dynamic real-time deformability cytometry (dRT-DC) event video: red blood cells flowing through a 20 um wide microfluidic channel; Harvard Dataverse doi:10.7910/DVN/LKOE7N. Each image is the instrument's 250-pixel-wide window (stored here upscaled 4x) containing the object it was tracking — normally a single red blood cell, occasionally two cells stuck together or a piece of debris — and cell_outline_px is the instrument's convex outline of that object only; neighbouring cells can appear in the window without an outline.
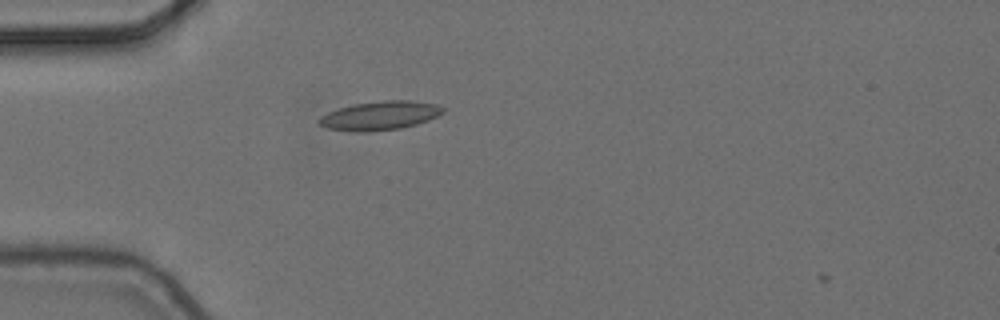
{"species": "common noctule bat (a hibernating species)", "species_latin": "Nyctalus noctula", "temperature_condition": "cold", "stored_images_in_passage": 1, "camera_frame_rate_fps": 3000, "um_per_image_px": 0.085, "animal": {"sex": "female", "body_mass_g": 24.6, "forearm_length_mm": 56.2}, "frame": {"image": 1, "passage_image": 1, "time_ms": 0.0, "image_size_px": [1000, 320], "cell_outline_px": [[444, 112], [428, 120], [416, 124], [400, 128], [368, 132], [352, 132], [328, 128], [320, 124], [316, 120], [320, 116], [328, 112], [340, 108], [356, 104], [384, 100], [412, 100], [436, 104], [444, 108]], "centroid_in_image_um": [32.28, 9.83], "position_along_channel_um": 52.7, "area_um2": 20.75}}